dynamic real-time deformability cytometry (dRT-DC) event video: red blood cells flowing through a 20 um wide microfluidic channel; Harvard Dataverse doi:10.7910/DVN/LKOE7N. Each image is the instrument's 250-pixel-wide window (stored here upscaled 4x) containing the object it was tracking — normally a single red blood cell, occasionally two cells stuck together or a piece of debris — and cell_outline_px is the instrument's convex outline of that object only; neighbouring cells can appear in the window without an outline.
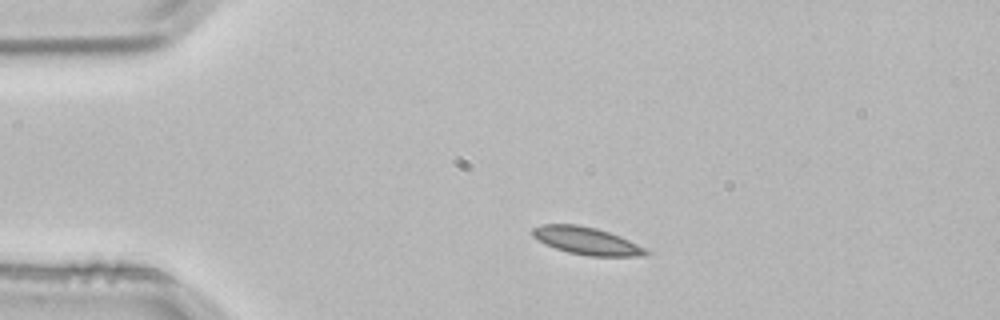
{"species": "common noctule bat (a hibernating species)", "species_latin": "Nyctalus noctula", "temperature_condition": "room temperature", "stored_images_in_passage": 2, "camera_frame_rate_fps": 3000, "um_per_image_px": 0.085, "animal": {"sex": "male", "body_mass_g": 21.5, "forearm_length_mm": 52.0}, "frame": {"image": 1, "passage_image": 1, "time_ms": 0.0, "image_size_px": [1000, 320], "cell_outline_px": [[648, 252], [644, 256], [588, 256], [568, 252], [544, 244], [536, 240], [532, 236], [532, 228], [540, 224], [576, 224], [596, 228], [620, 236], [644, 248]], "centroid_in_image_um": [49.79, 20.46], "position_along_channel_um": 35.2, "area_um2": 18.09}}